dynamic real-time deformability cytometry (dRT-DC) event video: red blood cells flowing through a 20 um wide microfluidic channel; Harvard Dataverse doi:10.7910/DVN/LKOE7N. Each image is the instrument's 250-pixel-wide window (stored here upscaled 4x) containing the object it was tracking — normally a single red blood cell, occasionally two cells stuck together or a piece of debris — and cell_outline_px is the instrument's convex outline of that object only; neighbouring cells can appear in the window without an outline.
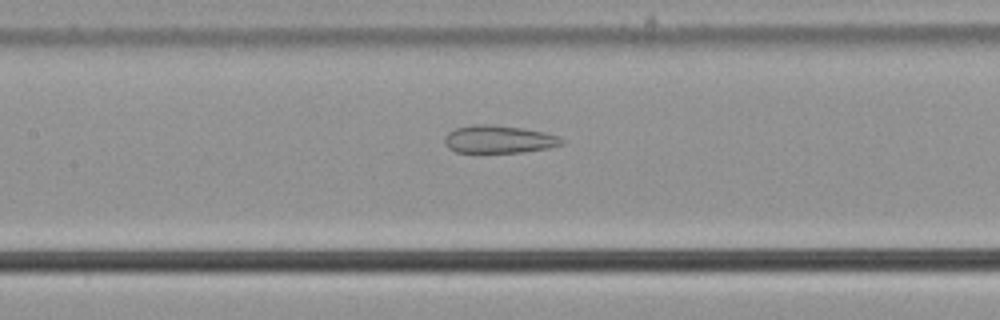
{"species": "common noctule bat (a hibernating species)", "species_latin": "Nyctalus noctula", "temperature_condition": "cold", "stored_images_in_passage": 38, "camera_frame_rate_fps": 3000, "um_per_image_px": 0.085, "animal": {"sex": "male", "body_mass_g": 21.5, "forearm_length_mm": 52.0}, "frame": {"image": 1, "passage_image": 9, "time_ms": 2.667, "image_size_px": [1000, 320], "cell_outline_px": [[564, 144], [548, 148], [520, 152], [456, 152], [448, 148], [444, 144], [444, 136], [448, 132], [456, 128], [472, 124], [492, 124], [520, 128], [544, 132], [556, 136], [564, 140]], "centroid_in_image_um": [42.35, 11.83], "position_along_channel_um": 165.0, "area_um2": 18.9}}
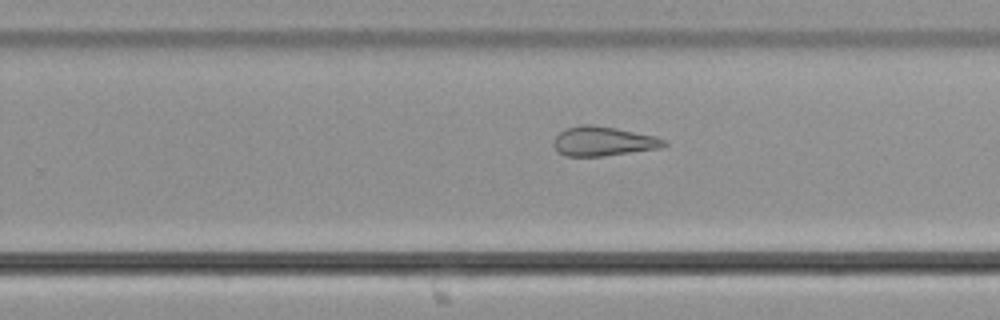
{"frame": {"image": 2, "passage_image": 18, "time_ms": 5.667, "image_size_px": [1000, 320], "cell_outline_px": [[668, 144], [660, 148], [604, 156], [564, 156], [552, 144], [552, 140], [560, 132], [568, 128], [580, 124], [592, 124], [616, 128], [656, 136], [664, 140]], "centroid_in_image_um": [51.26, 12.0], "position_along_channel_um": 278.5, "area_um2": 18.9}}
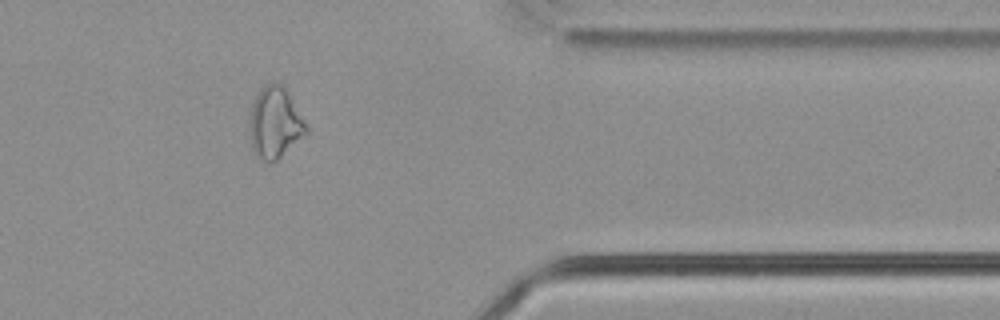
{"frame": {"image": 3, "passage_image": 28, "time_ms": 9.0, "image_size_px": [1000, 320], "cell_outline_px": [[308, 132], [304, 136], [276, 160], [268, 164], [260, 160], [256, 156], [252, 148], [252, 104], [260, 88], [264, 84], [272, 80], [280, 84], [288, 92], [308, 128]], "centroid_in_image_um": [23.39, 10.43], "position_along_channel_um": 388.0, "area_um2": 23.0}, "authors_computed_cell_mechanics": {"area_um2": 20.4612, "velocity_mm_per_s": 3.803, "shape_relaxation_time_tau1_ms": null, "shape_relaxation_time_tau2_ms": 3.1872, "deformation_change_tau1": null, "deformation_change_tau2": 0.1235}}